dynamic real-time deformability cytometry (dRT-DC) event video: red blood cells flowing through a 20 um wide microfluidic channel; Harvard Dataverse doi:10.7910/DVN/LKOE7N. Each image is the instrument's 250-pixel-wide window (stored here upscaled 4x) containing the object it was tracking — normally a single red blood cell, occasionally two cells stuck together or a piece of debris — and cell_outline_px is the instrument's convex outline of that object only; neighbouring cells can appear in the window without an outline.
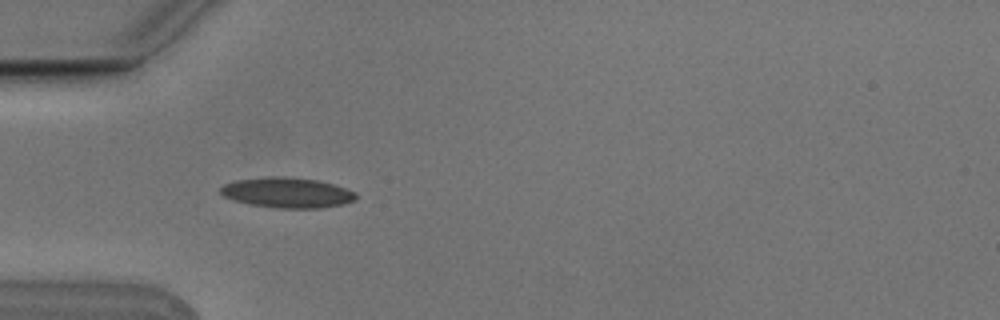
{"species": "Egyptian fruit bat (a non-hibernating species)", "species_latin": "Rousettus aegyptiacus", "temperature_condition": "cold", "stored_images_in_passage": 4, "camera_frame_rate_fps": 3000, "um_per_image_px": 0.085, "animal": {"sex": "male"}, "frame": {"image": 1, "passage_image": 3, "time_ms": 0.667, "image_size_px": [1000, 320], "cell_outline_px": [[356, 200], [344, 204], [320, 208], [276, 208], [248, 204], [232, 200], [224, 196], [220, 192], [220, 188], [224, 184], [236, 180], [272, 176], [284, 176], [316, 180], [332, 184], [356, 192]], "centroid_in_image_um": [24.4, 16.38], "position_along_channel_um": 60.6, "area_um2": 23.93}}